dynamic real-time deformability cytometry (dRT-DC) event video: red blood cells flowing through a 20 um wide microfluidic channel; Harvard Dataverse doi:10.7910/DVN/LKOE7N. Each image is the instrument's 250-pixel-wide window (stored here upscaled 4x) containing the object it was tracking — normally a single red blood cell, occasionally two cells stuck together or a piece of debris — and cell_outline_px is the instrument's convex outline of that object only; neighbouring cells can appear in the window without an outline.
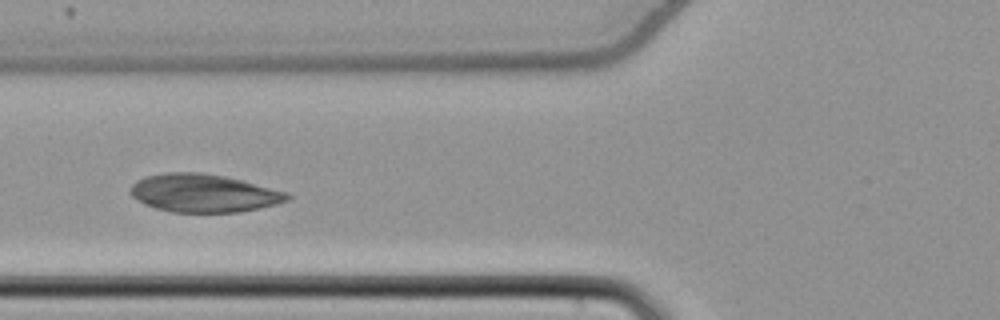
{"species": "common noctule bat (a hibernating species)", "species_latin": "Nyctalus noctula", "temperature_condition": "cold", "stored_images_in_passage": 36, "camera_frame_rate_fps": 3000, "um_per_image_px": 0.085, "animal": {"sex": "female", "body_mass_g": 22.7, "forearm_length_mm": 54.2}, "frame": {"image": 1, "passage_image": 5, "time_ms": 1.333, "image_size_px": [1000, 320], "cell_outline_px": [[292, 196], [288, 200], [276, 204], [240, 212], [172, 212], [156, 208], [144, 204], [132, 196], [128, 192], [132, 184], [136, 180], [144, 176], [164, 172], [200, 172], [224, 176], [288, 192]], "centroid_in_image_um": [17.27, 16.41], "position_along_channel_um": 108.5, "area_um2": 34.85}}
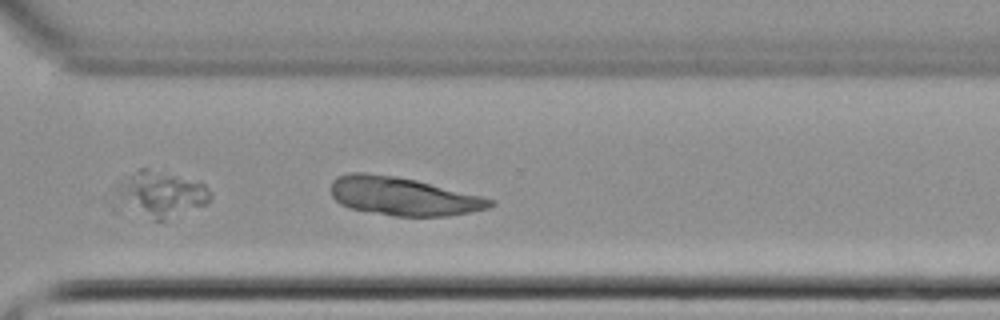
{"frame": {"image": 2, "passage_image": 23, "time_ms": 7.333, "image_size_px": [1000, 320], "cell_outline_px": [[496, 204], [488, 208], [448, 216], [396, 216], [352, 208], [340, 204], [332, 196], [332, 180], [336, 176], [348, 172], [364, 172], [396, 176], [416, 180], [496, 200]], "centroid_in_image_um": [34.25, 16.67], "position_along_channel_um": 336.4, "area_um2": 35.26}}
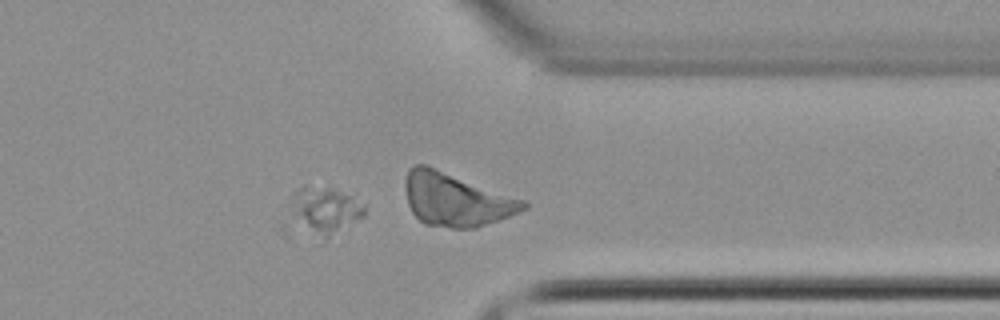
{"frame": {"image": 3, "passage_image": 26, "time_ms": 8.333, "image_size_px": [1000, 320], "cell_outline_px": [[364, 216], [324, 244], [320, 244], [296, 212], [288, 200], [304, 184], [308, 184], [336, 188], [364, 204]], "centroid_in_image_um": [27.71, 17.89], "position_along_channel_um": 383.7, "area_um2": 20.17}}